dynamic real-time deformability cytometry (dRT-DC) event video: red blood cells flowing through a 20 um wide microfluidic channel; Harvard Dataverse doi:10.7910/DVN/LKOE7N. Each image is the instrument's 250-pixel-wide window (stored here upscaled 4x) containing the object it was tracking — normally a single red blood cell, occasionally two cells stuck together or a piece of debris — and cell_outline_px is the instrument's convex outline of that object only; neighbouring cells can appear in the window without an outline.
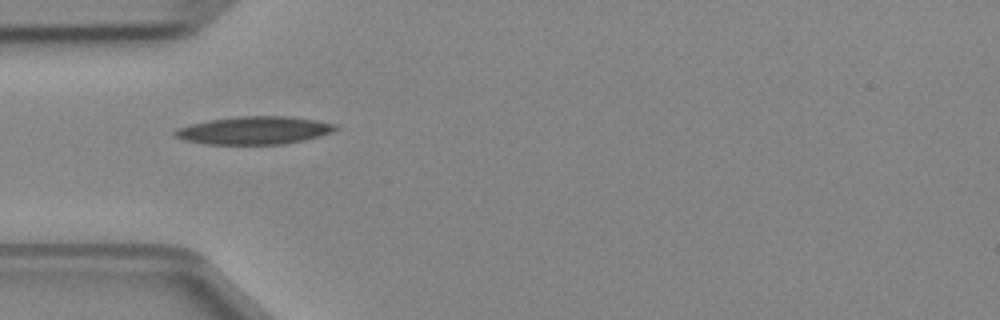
{"species": "Egyptian fruit bat (a non-hibernating species)", "species_latin": "Rousettus aegyptiacus", "temperature_condition": "cold", "stored_images_in_passage": 2, "camera_frame_rate_fps": 3000, "um_per_image_px": 0.085, "animal": {"sex": "female"}, "frame": {"image": 1, "passage_image": 1, "time_ms": 0.0, "image_size_px": [1000, 320], "cell_outline_px": [[340, 128], [332, 132], [320, 136], [304, 140], [284, 144], [204, 144], [184, 140], [172, 136], [172, 132], [176, 128], [208, 120], [236, 116], [288, 116], [316, 120], [336, 124]], "centroid_in_image_um": [21.59, 11.08], "position_along_channel_um": 63.4, "area_um2": 26.3}}